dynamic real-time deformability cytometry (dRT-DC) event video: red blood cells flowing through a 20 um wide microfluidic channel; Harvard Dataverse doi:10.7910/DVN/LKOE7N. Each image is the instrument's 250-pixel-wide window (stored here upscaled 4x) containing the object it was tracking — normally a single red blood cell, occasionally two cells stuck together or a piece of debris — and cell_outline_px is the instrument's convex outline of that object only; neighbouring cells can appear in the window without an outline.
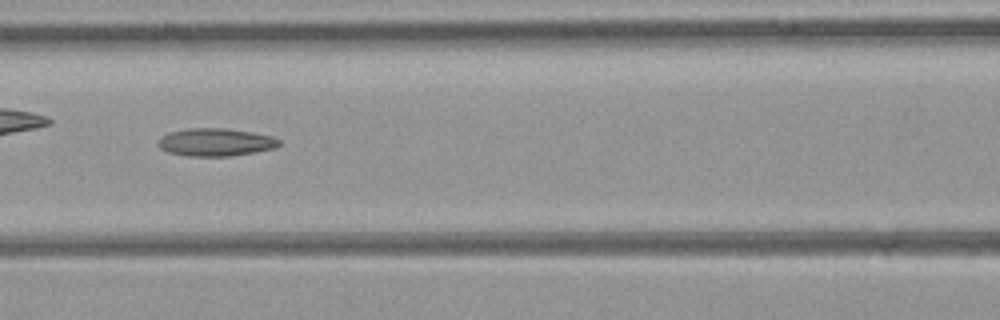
{"species": "common noctule bat (a hibernating species)", "species_latin": "Nyctalus noctula", "temperature_condition": "room temperature", "stored_images_in_passage": 37, "camera_frame_rate_fps": 3000, "um_per_image_px": 0.085, "animal": {"sex": "female", "body_mass_g": 21.9}, "frame": {"image": 1, "passage_image": 11, "time_ms": 3.333, "image_size_px": [1000, 320], "cell_outline_px": [[280, 144], [276, 148], [256, 152], [228, 156], [188, 156], [168, 152], [160, 148], [156, 144], [164, 136], [172, 132], [188, 128], [224, 128], [252, 132], [272, 136], [280, 140]], "centroid_in_image_um": [18.36, 12.09], "position_along_channel_um": 148.2, "area_um2": 19.48}}
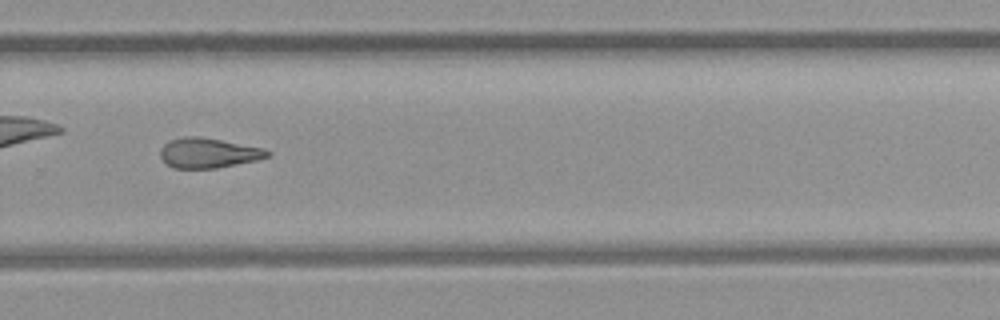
{"frame": {"image": 2, "passage_image": 22, "time_ms": 7.0, "image_size_px": [1000, 320], "cell_outline_px": [[272, 152], [268, 156], [256, 160], [216, 168], [172, 168], [160, 156], [160, 148], [168, 140], [184, 136], [200, 136], [264, 148]], "centroid_in_image_um": [17.69, 12.99], "position_along_channel_um": 312.1, "area_um2": 18.67}, "authors_computed_cell_mechanics": {"area_um2": 19.074, "velocity_mm_per_s": 4.4872, "shape_relaxation_time_tau1_ms": null, "shape_relaxation_time_tau2_ms": 6.0143, "deformation_change_tau1": null, "deformation_change_tau2": 0.1842}}